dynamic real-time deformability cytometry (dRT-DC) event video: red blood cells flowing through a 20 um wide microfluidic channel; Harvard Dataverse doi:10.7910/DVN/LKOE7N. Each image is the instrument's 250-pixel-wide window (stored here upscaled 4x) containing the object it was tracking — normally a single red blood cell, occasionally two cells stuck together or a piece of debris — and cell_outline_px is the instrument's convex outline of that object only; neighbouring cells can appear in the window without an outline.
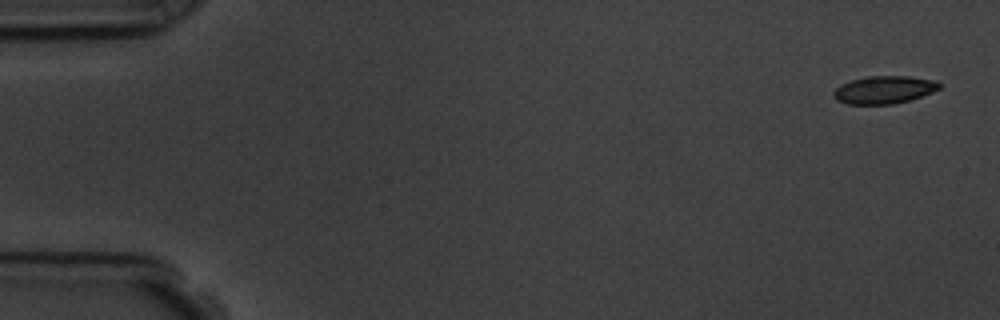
{"species": "common noctule bat (a hibernating species)", "species_latin": "Nyctalus noctula", "temperature_condition": "room temperature", "stored_images_in_passage": 9, "camera_frame_rate_fps": 3000, "um_per_image_px": 0.085, "animal": {"sex": "male", "body_mass_g": 19.5, "forearm_length_mm": 54.6}, "frame": {"image": 1, "passage_image": 1, "time_ms": 0.0, "image_size_px": [1000, 320], "cell_outline_px": [[940, 88], [932, 92], [908, 100], [892, 104], [848, 104], [836, 100], [832, 96], [832, 92], [840, 84], [852, 80], [868, 76], [908, 76], [932, 80], [940, 84]], "centroid_in_image_um": [75.08, 7.63], "position_along_channel_um": 9.9, "area_um2": 16.94}}
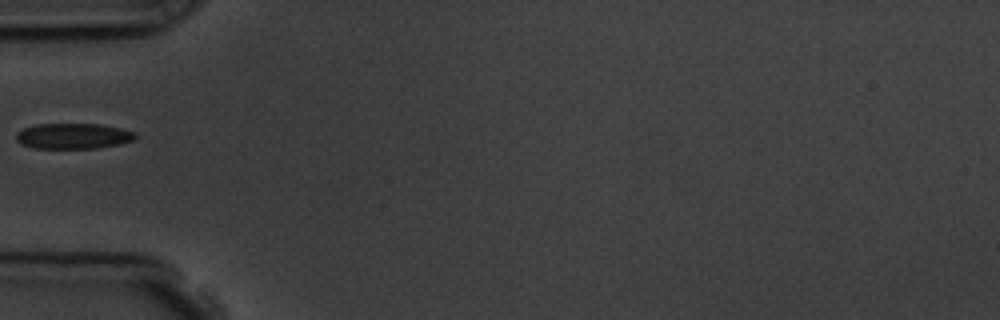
{"frame": {"image": 2, "passage_image": 6, "time_ms": 5.667, "image_size_px": [1000, 320], "cell_outline_px": [[136, 136], [132, 140], [120, 144], [96, 148], [32, 148], [20, 144], [16, 140], [16, 132], [24, 128], [36, 124], [100, 124], [120, 128], [136, 132]], "centroid_in_image_um": [6.19, 11.56], "position_along_channel_um": 78.8, "area_um2": 17.8}}